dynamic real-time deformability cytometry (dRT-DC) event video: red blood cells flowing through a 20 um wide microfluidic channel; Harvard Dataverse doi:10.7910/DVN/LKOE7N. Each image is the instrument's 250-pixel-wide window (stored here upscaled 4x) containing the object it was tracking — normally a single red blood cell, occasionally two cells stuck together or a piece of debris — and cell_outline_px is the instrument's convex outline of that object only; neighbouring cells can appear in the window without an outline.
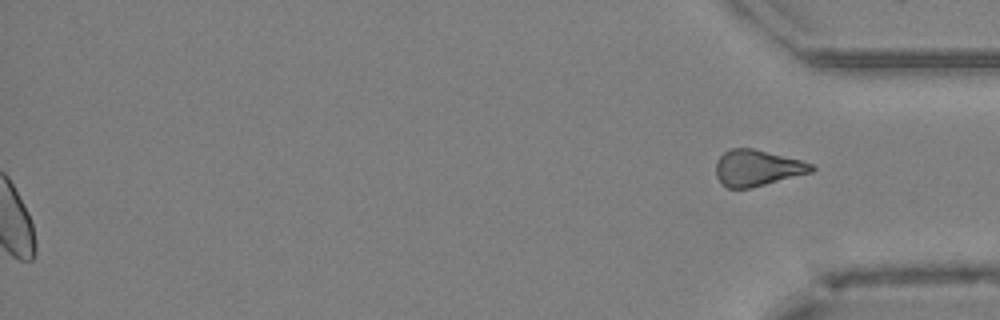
{"species": "Egyptian fruit bat (a non-hibernating species)", "species_latin": "Rousettus aegyptiacus", "temperature_condition": "cold", "stored_images_in_passage": 47, "segment_of_instrument_passage": [2, 2], "camera_frame_rate_fps": 3000, "um_per_image_px": 0.085, "animal": {"sex": "female"}, "frame": {"image": 1, "passage_image": 47, "time_ms": 15.333, "image_size_px": [1000, 320], "cell_outline_px": [[816, 168], [812, 172], [748, 188], [728, 188], [716, 176], [716, 160], [724, 152], [732, 148], [752, 148], [800, 160], [812, 164]], "centroid_in_image_um": [64.35, 14.26], "position_along_channel_um": 370.9, "area_um2": 19.77}}